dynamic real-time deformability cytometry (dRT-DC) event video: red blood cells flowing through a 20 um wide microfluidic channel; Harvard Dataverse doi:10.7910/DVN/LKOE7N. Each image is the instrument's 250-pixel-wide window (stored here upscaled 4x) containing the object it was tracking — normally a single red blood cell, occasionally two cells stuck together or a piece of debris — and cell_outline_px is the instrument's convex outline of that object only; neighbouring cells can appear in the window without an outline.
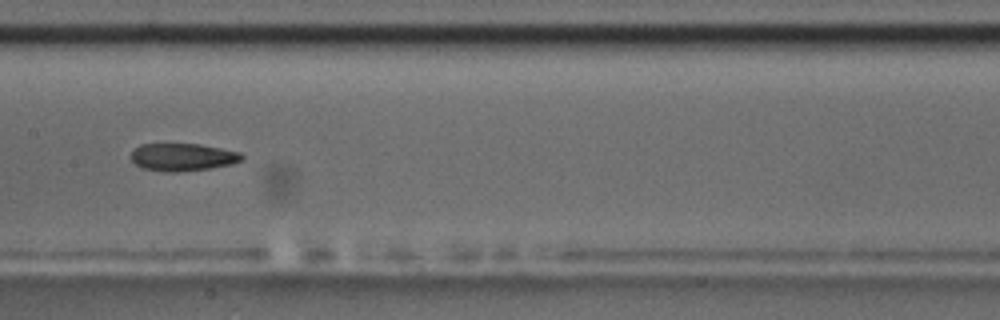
{"species": "common noctule bat (a hibernating species)", "species_latin": "Nyctalus noctula", "temperature_condition": "room temperature", "stored_images_in_passage": 11, "camera_frame_rate_fps": 3000, "um_per_image_px": 0.085, "animal": {"sex": "male", "body_mass_g": 17.5, "forearm_length_mm": 52.3}, "frame": {"image": 1, "passage_image": 4, "time_ms": 3.667, "image_size_px": [1000, 320], "cell_outline_px": [[244, 156], [240, 160], [232, 164], [208, 168], [176, 172], [164, 172], [140, 168], [132, 160], [132, 152], [140, 144], [200, 144], [240, 152]], "centroid_in_image_um": [15.51, 13.35], "position_along_channel_um": 191.9, "area_um2": 17.69}, "authors_computed_cell_mechanics": {"area_um2": 18.7272, "velocity_mm_per_s": 3.6233, "shape_relaxation_time_tau1_ms": 5.2459, "shape_relaxation_time_tau2_ms": 3.4116, "deformation_change_tau1": 0.1556, "deformation_change_tau2": 0.0948}}